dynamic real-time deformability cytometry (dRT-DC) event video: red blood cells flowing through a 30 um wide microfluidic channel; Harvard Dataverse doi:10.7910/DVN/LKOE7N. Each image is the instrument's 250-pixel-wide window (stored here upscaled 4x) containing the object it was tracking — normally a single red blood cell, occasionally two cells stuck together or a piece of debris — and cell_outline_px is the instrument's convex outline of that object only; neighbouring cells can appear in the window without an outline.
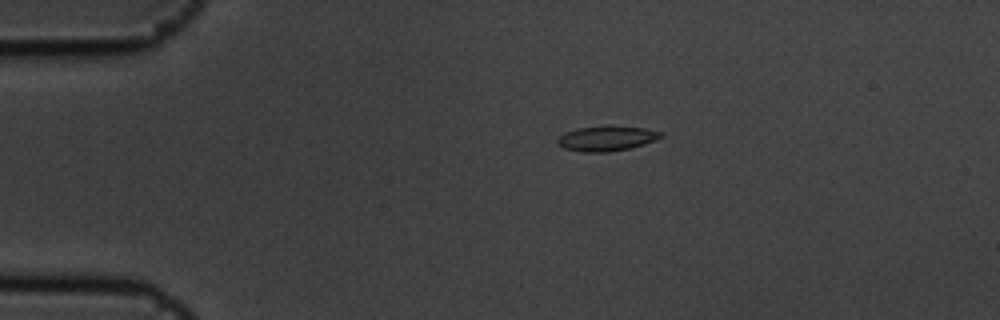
{"species": "common noctule bat (a hibernating species)", "species_latin": "Nyctalus noctula", "temperature_condition": "cold", "stored_images_in_passage": 10, "camera_frame_rate_fps": 3000, "um_per_image_px": 0.085, "animal": {"sex": "male", "body_mass_g": 19.5, "forearm_length_mm": 54.6}, "frame": {"image": 1, "passage_image": 3, "time_ms": 0.667, "image_size_px": [1000, 320], "cell_outline_px": [[664, 136], [656, 140], [644, 144], [628, 148], [608, 152], [580, 152], [564, 148], [556, 144], [556, 140], [564, 132], [576, 128], [604, 124], [608, 124], [644, 128], [660, 132]], "centroid_in_image_um": [51.52, 11.74], "position_along_channel_um": 33.5, "area_um2": 15.49}}
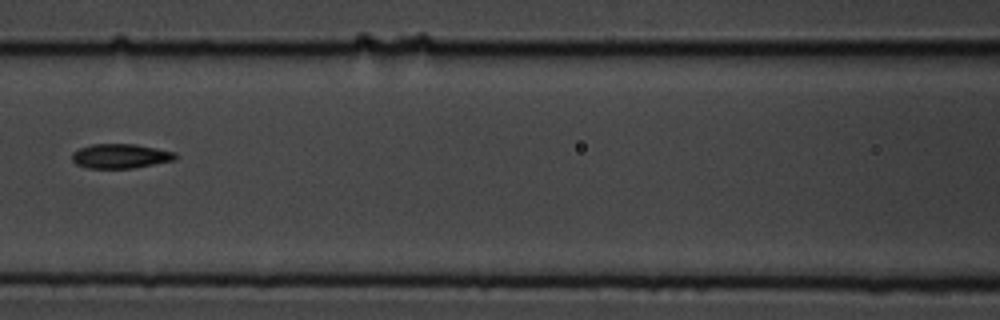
{"frame": {"image": 2, "passage_image": 7, "time_ms": 2.0, "image_size_px": [1000, 320], "cell_outline_px": [[176, 160], [132, 168], [88, 168], [76, 164], [72, 160], [72, 152], [80, 148], [92, 144], [136, 144], [176, 152]], "centroid_in_image_um": [10.24, 13.26], "position_along_channel_um": 156.4, "area_um2": 14.74}}
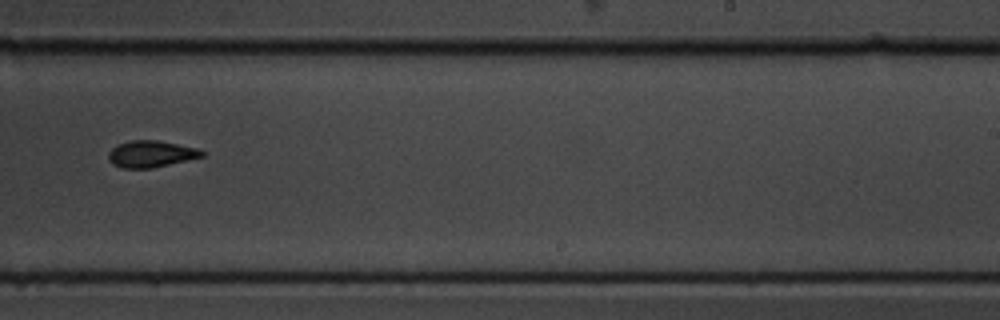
{"frame": {"image": 3, "passage_image": 10, "time_ms": 3.0, "image_size_px": [1000, 320], "cell_outline_px": [[204, 156], [152, 168], [120, 168], [112, 164], [108, 160], [108, 152], [116, 144], [132, 140], [156, 140], [200, 148], [204, 152]], "centroid_in_image_um": [12.8, 13.08], "position_along_channel_um": 276.2, "area_um2": 14.62}}